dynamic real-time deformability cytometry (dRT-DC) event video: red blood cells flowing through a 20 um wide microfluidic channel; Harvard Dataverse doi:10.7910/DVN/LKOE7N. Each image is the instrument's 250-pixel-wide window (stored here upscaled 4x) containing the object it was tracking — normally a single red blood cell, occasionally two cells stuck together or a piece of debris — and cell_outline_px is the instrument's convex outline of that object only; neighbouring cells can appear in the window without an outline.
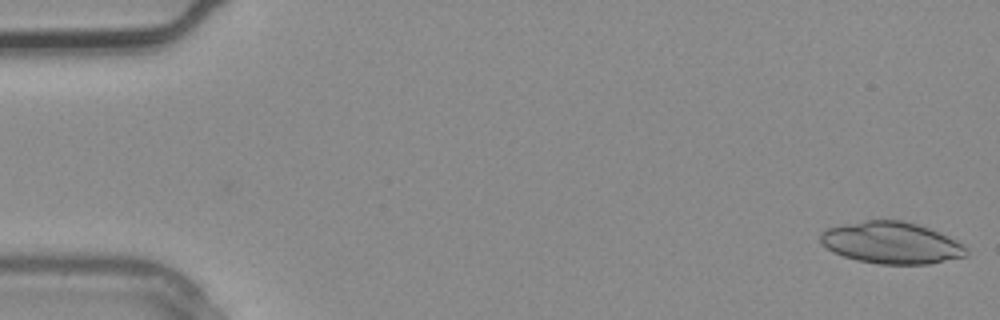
{"species": "common noctule bat (a hibernating species)", "species_latin": "Nyctalus noctula", "temperature_condition": "warm", "stored_images_in_passage": 2, "camera_frame_rate_fps": 3000, "um_per_image_px": 0.085, "animal": {"sex": "male", "body_mass_g": 20.4}, "frame": {"image": 1, "passage_image": 2, "time_ms": 0.333, "image_size_px": [1000, 320], "cell_outline_px": [[968, 256], [928, 264], [880, 264], [856, 260], [832, 252], [820, 244], [820, 232], [828, 228], [844, 224], [864, 220], [904, 220], [940, 232], [956, 240], [968, 248]], "centroid_in_image_um": [75.76, 20.64], "position_along_channel_um": 9.2, "area_um2": 35.72}}